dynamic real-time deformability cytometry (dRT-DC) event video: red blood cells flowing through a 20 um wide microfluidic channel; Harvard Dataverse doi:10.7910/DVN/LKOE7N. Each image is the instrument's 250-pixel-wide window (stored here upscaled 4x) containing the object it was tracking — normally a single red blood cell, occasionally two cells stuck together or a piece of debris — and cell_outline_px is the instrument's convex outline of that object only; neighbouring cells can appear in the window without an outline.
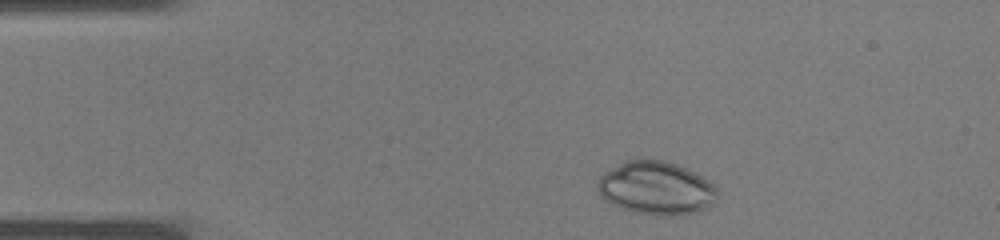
{"species": "common noctule bat (a hibernating species)", "species_latin": "Nyctalus noctula", "temperature_condition": "warm", "stored_images_in_passage": 30, "camera_frame_rate_fps": 3000, "um_per_image_px": 0.085, "animal": {"sex": "male", "body_mass_g": 19.0, "forearm_length_mm": 50.8}, "frame": {"image": 1, "passage_image": 2, "time_ms": 0.333, "image_size_px": [1000, 240], "cell_outline_px": [[716, 196], [712, 204], [700, 212], [684, 216], [664, 216], [636, 212], [620, 208], [612, 204], [600, 196], [596, 188], [596, 184], [600, 176], [604, 172], [628, 160], [664, 160], [688, 168], [708, 180], [716, 188]], "centroid_in_image_um": [55.77, 16.01], "position_along_channel_um": 29.2, "area_um2": 37.28}}
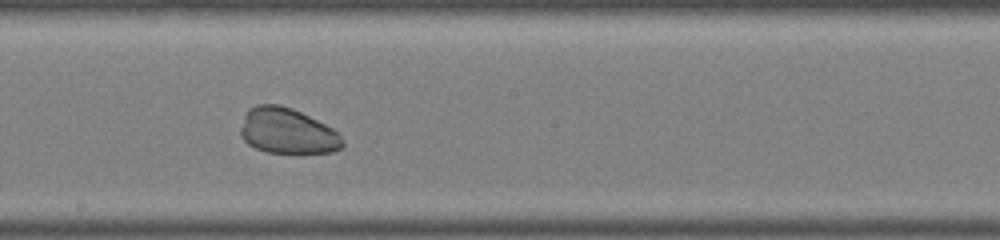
{"frame": {"image": 2, "passage_image": 16, "time_ms": 5.0, "image_size_px": [1000, 240], "cell_outline_px": [[344, 148], [332, 152], [268, 152], [256, 148], [248, 144], [240, 136], [240, 128], [244, 116], [248, 108], [256, 104], [280, 104], [292, 108], [332, 128], [344, 140]], "centroid_in_image_um": [24.4, 11.13], "position_along_channel_um": 223.8, "area_um2": 26.99}}
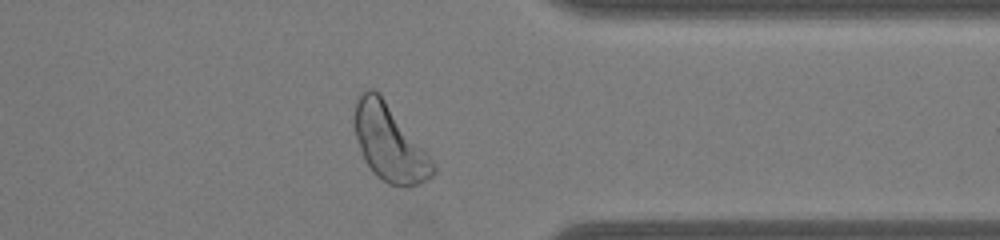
{"frame": {"image": 3, "passage_image": 25, "time_ms": 8.0, "image_size_px": [1000, 240], "cell_outline_px": [[436, 172], [432, 176], [420, 184], [408, 188], [404, 188], [388, 184], [376, 176], [372, 172], [364, 160], [356, 136], [352, 120], [352, 116], [356, 96], [360, 92], [368, 88], [376, 88], [432, 160], [436, 168]], "centroid_in_image_um": [33.05, 12.14], "position_along_channel_um": 378.3, "area_um2": 35.2}}